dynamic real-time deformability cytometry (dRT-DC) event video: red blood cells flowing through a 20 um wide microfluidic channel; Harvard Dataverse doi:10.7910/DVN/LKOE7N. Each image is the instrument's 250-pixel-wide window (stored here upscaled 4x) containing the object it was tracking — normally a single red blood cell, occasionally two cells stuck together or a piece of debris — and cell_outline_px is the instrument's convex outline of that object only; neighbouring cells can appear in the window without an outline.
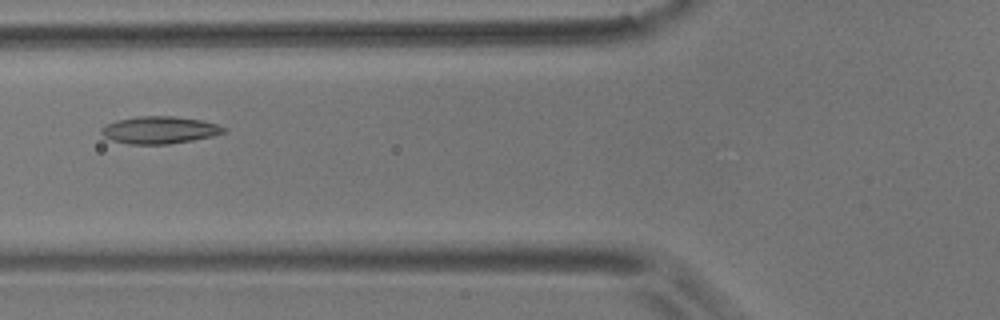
{"species": "common noctule bat (a hibernating species)", "species_latin": "Nyctalus noctula", "temperature_condition": "room temperature", "stored_images_in_passage": 9, "camera_frame_rate_fps": 3000, "um_per_image_px": 0.085, "animal": {"sex": "male", "body_mass_g": 17.9}, "frame": {"image": 1, "passage_image": 4, "time_ms": 3.333, "image_size_px": [1000, 320], "cell_outline_px": [[228, 132], [212, 136], [192, 140], [168, 144], [128, 144], [112, 140], [104, 136], [100, 132], [100, 128], [104, 124], [116, 120], [136, 116], [172, 116], [204, 120], [228, 128]], "centroid_in_image_um": [13.56, 11.04], "position_along_channel_um": 112.2, "area_um2": 19.71}}
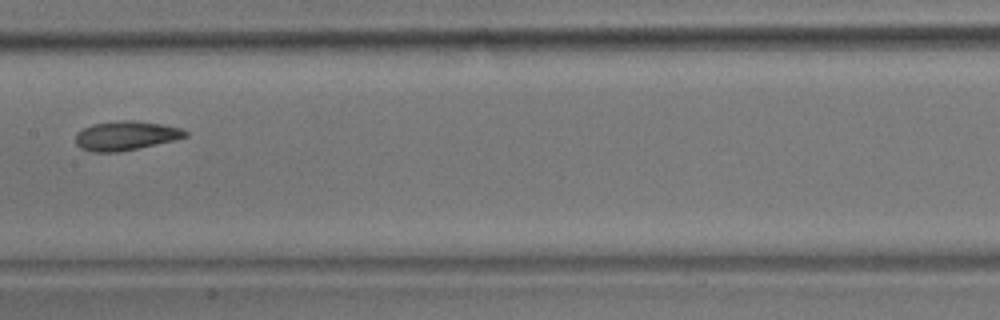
{"frame": {"image": 2, "passage_image": 6, "time_ms": 5.667, "image_size_px": [1000, 320], "cell_outline_px": [[188, 136], [172, 140], [136, 148], [116, 152], [92, 152], [80, 148], [76, 144], [76, 132], [92, 124], [120, 120], [136, 120], [160, 124], [180, 128], [188, 132]], "centroid_in_image_um": [10.64, 11.52], "position_along_channel_um": 196.8, "area_um2": 18.44}}
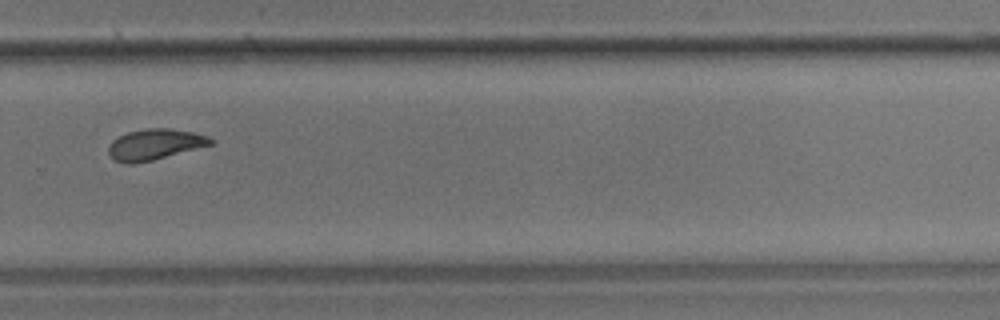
{"frame": {"image": 3, "passage_image": 9, "time_ms": 9.0, "image_size_px": [1000, 320], "cell_outline_px": [[216, 140], [212, 144], [152, 160], [132, 164], [124, 164], [112, 160], [108, 152], [108, 148], [112, 140], [128, 132], [148, 128], [168, 128], [192, 132], [208, 136]], "centroid_in_image_um": [13.13, 12.28], "position_along_channel_um": 316.7, "area_um2": 18.26}}